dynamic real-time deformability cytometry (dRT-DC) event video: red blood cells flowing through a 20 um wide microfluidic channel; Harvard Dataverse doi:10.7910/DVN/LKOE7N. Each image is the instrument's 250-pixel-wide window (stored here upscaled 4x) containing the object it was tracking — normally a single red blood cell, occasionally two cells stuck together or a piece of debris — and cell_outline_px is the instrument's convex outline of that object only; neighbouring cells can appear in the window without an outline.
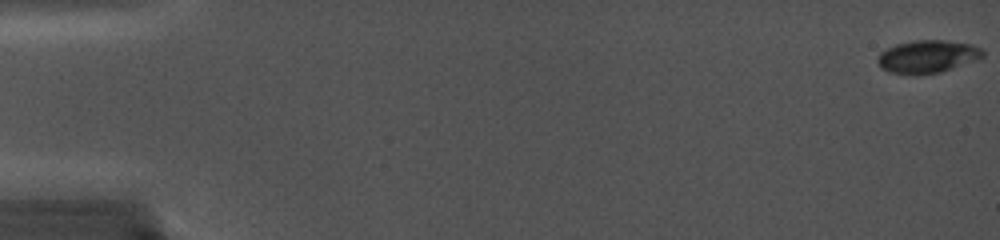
{"species": "common noctule bat (a hibernating species)", "species_latin": "Nyctalus noctula", "temperature_condition": "cold", "stored_images_in_passage": 72, "camera_frame_rate_fps": 5000, "um_per_image_px": 0.085, "animal": {"sex": "female", "body_mass_g": 19.0, "forearm_length_mm": 56.7}, "frame": {"image": 1, "passage_image": 1, "time_ms": 0.0, "image_size_px": [1000, 240], "cell_outline_px": [[984, 56], [980, 60], [940, 72], [888, 72], [880, 68], [876, 60], [880, 52], [896, 44], [916, 40], [944, 40], [972, 44], [980, 48], [984, 52]], "centroid_in_image_um": [78.88, 4.77], "position_along_channel_um": 6.1, "area_um2": 19.77}}
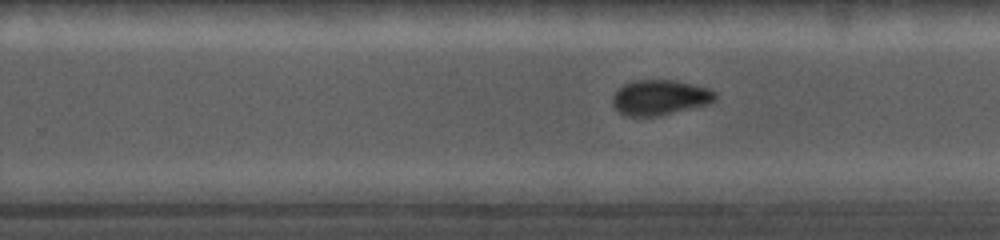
{"frame": {"image": 2, "passage_image": 46, "time_ms": 11.4, "image_size_px": [1000, 240], "cell_outline_px": [[716, 100], [708, 104], [660, 116], [624, 116], [612, 104], [612, 96], [624, 84], [636, 80], [676, 80], [708, 88], [716, 92]], "centroid_in_image_um": [56.1, 8.29], "position_along_channel_um": 273.7, "area_um2": 21.1}}
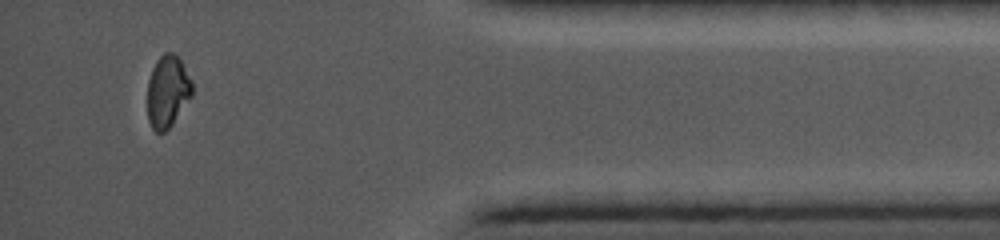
{"frame": {"image": 3, "passage_image": 66, "time_ms": 15.8, "image_size_px": [1000, 240], "cell_outline_px": [[192, 96], [172, 124], [164, 132], [156, 132], [152, 128], [148, 120], [148, 80], [152, 68], [156, 60], [164, 52], [172, 52], [180, 60], [192, 84]], "centroid_in_image_um": [14.22, 7.78], "position_along_channel_um": 421.0, "area_um2": 18.55}}